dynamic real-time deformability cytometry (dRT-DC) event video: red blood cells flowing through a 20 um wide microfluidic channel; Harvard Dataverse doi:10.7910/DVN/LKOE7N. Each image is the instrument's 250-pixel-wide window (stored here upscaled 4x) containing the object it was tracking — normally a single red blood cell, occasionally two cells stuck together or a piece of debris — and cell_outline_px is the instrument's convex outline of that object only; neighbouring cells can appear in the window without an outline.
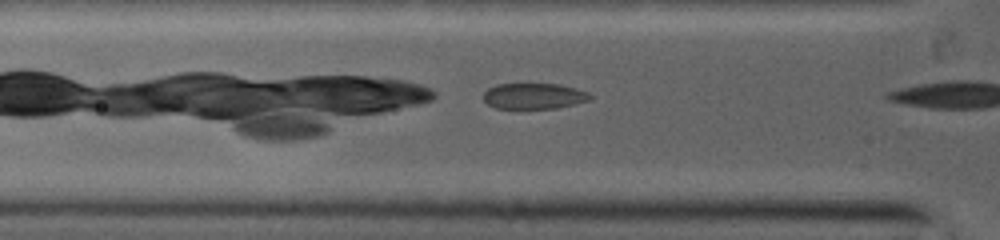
{"species": "common noctule bat (a hibernating species)", "species_latin": "Nyctalus noctula", "temperature_condition": "warm", "stored_images_in_passage": 4, "camera_frame_rate_fps": 5000, "um_per_image_px": 0.085, "animal": {"sex": "female", "body_mass_g": 19.0, "forearm_length_mm": 53.3}, "frame": {"image": 1, "passage_image": 3, "time_ms": 0.2, "image_size_px": [1000, 240], "cell_outline_px": [[592, 96], [584, 100], [572, 104], [556, 108], [496, 108], [488, 104], [484, 100], [484, 92], [488, 88], [496, 84], [556, 84], [588, 92]], "centroid_in_image_um": [45.3, 8.16], "position_along_channel_um": 80.5, "area_um2": 15.61}}